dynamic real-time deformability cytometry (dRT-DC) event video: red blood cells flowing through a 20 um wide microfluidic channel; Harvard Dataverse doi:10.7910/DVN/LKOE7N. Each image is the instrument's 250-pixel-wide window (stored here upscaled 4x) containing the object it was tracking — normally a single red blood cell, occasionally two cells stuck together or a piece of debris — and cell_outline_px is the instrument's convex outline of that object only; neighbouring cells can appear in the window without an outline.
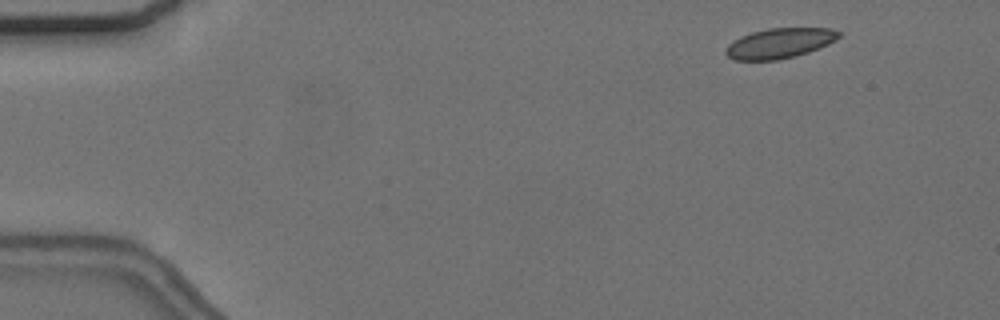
{"species": "common noctule bat (a hibernating species)", "species_latin": "Nyctalus noctula", "temperature_condition": "cold", "stored_images_in_passage": 52, "camera_frame_rate_fps": 3000, "um_per_image_px": 0.085, "animal": {"sex": "female", "body_mass_g": 24.6, "forearm_length_mm": 56.2}, "frame": {"image": 1, "passage_image": 2, "time_ms": 0.333, "image_size_px": [1000, 320], "cell_outline_px": [[844, 32], [836, 40], [828, 44], [808, 52], [796, 56], [776, 60], [732, 60], [724, 52], [728, 44], [740, 36], [752, 32], [768, 28], [832, 28]], "centroid_in_image_um": [66.28, 3.67], "position_along_channel_um": 18.7, "area_um2": 20.0}}
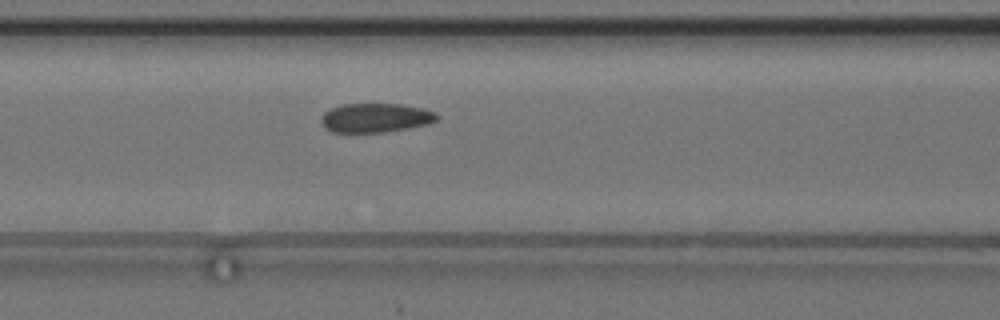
{"frame": {"image": 2, "passage_image": 20, "time_ms": 6.333, "image_size_px": [1000, 320], "cell_outline_px": [[440, 116], [436, 120], [428, 124], [408, 128], [384, 132], [332, 132], [324, 128], [320, 120], [324, 112], [332, 108], [344, 104], [400, 104], [424, 108], [436, 112]], "centroid_in_image_um": [31.94, 10.01], "position_along_channel_um": 134.7, "area_um2": 19.71}}
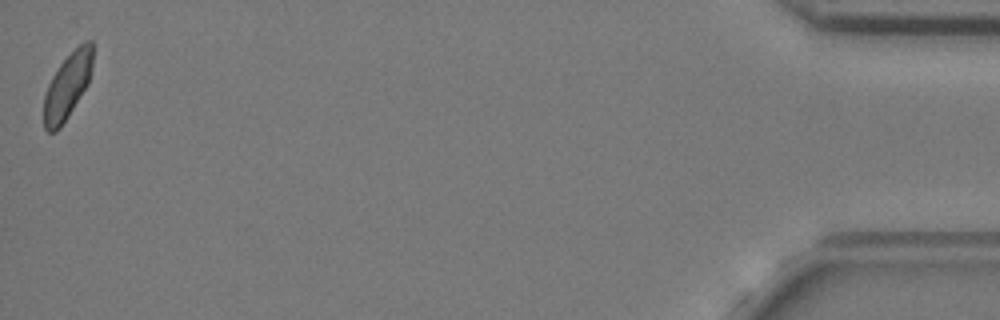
{"frame": {"image": 3, "passage_image": 52, "time_ms": 17.0, "image_size_px": [1000, 320], "cell_outline_px": [[92, 64], [88, 84], [68, 116], [60, 128], [56, 132], [48, 132], [44, 128], [44, 96], [48, 84], [52, 76], [60, 64], [84, 40], [92, 40]], "centroid_in_image_um": [5.72, 7.33], "position_along_channel_um": 429.5, "area_um2": 18.5}, "authors_computed_cell_mechanics": {"area_um2": 20.0855, "velocity_mm_per_s": 3.6606, "shape_relaxation_time_tau1_ms": null, "shape_relaxation_time_tau2_ms": 1.4834, "deformation_change_tau1": null, "deformation_change_tau2": 0.0571}}